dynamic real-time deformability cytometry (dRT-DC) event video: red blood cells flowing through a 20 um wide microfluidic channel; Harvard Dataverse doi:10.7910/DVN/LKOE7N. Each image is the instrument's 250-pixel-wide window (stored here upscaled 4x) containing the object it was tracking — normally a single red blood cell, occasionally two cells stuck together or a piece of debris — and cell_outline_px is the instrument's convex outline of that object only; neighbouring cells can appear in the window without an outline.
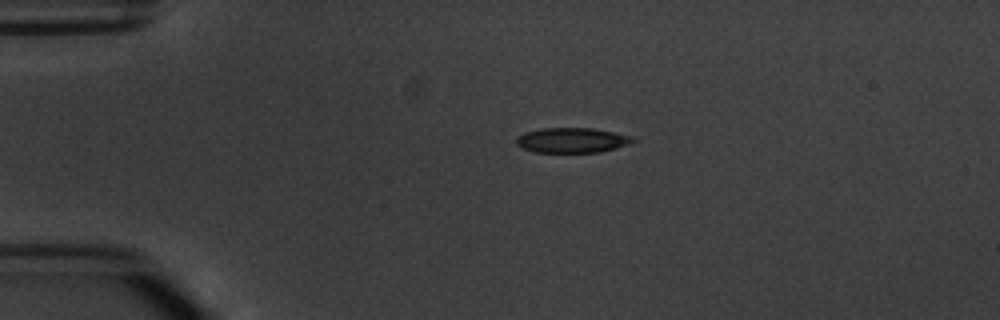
{"species": "common noctule bat (a hibernating species)", "species_latin": "Nyctalus noctula", "temperature_condition": "warm", "stored_images_in_passage": 2, "camera_frame_rate_fps": 3000, "um_per_image_px": 0.085, "animal": {"sex": "male", "body_mass_g": 20.1, "forearm_length_mm": 53.5}, "frame": {"image": 1, "passage_image": 1, "time_ms": 0.0, "image_size_px": [1000, 320], "cell_outline_px": [[636, 140], [628, 144], [616, 148], [600, 152], [536, 152], [520, 148], [516, 144], [516, 140], [524, 132], [540, 128], [592, 128], [612, 132], [628, 136]], "centroid_in_image_um": [48.57, 11.92], "position_along_channel_um": 36.4, "area_um2": 16.82}}